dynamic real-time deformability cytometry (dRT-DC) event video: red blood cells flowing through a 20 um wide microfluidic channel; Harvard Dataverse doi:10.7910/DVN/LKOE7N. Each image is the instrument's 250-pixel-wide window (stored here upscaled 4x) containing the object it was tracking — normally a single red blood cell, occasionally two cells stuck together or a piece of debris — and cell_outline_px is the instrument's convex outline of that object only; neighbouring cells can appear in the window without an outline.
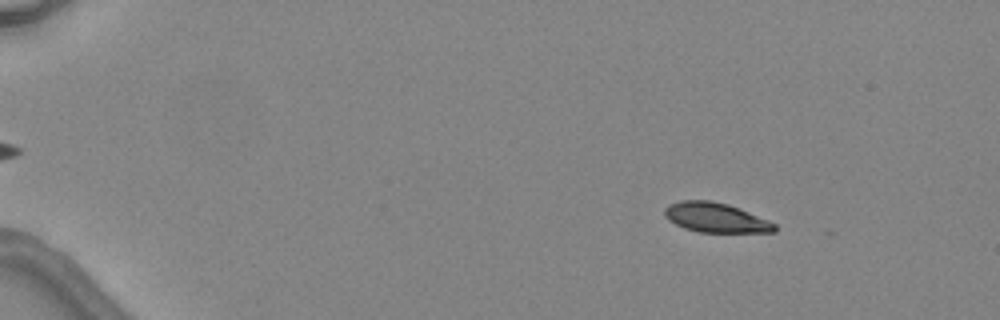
{"species": "common noctule bat (a hibernating species)", "species_latin": "Nyctalus noctula", "temperature_condition": "warm", "stored_images_in_passage": 6, "camera_frame_rate_fps": 3000, "um_per_image_px": 0.085, "animal": {"sex": "female", "body_mass_g": 24.6, "forearm_length_mm": 56.2}, "frame": {"image": 1, "passage_image": 2, "time_ms": 1.333, "image_size_px": [1000, 320], "cell_outline_px": [[776, 232], [700, 232], [684, 228], [668, 220], [664, 216], [664, 208], [668, 204], [680, 200], [712, 200], [728, 204], [740, 208], [768, 220], [776, 224]], "centroid_in_image_um": [60.81, 18.48], "position_along_channel_um": 24.2, "area_um2": 19.13}}
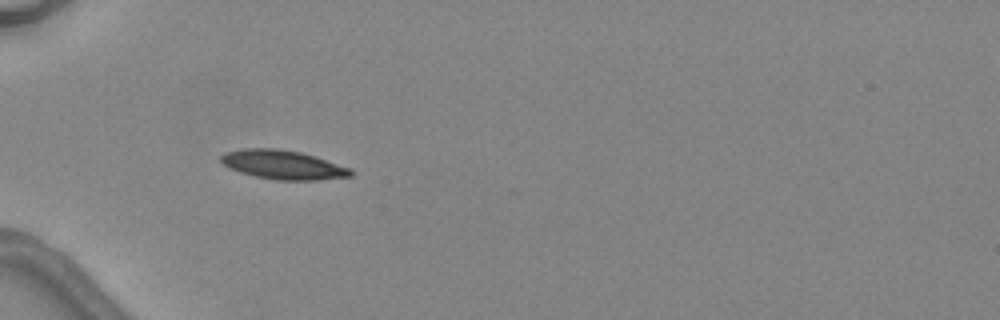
{"frame": {"image": 2, "passage_image": 5, "time_ms": 4.667, "image_size_px": [1000, 320], "cell_outline_px": [[352, 176], [316, 180], [276, 180], [256, 176], [240, 172], [228, 168], [220, 160], [220, 156], [228, 152], [244, 148], [276, 148], [300, 152], [348, 168], [352, 172]], "centroid_in_image_um": [23.99, 14.01], "position_along_channel_um": 61.0, "area_um2": 21.5}}